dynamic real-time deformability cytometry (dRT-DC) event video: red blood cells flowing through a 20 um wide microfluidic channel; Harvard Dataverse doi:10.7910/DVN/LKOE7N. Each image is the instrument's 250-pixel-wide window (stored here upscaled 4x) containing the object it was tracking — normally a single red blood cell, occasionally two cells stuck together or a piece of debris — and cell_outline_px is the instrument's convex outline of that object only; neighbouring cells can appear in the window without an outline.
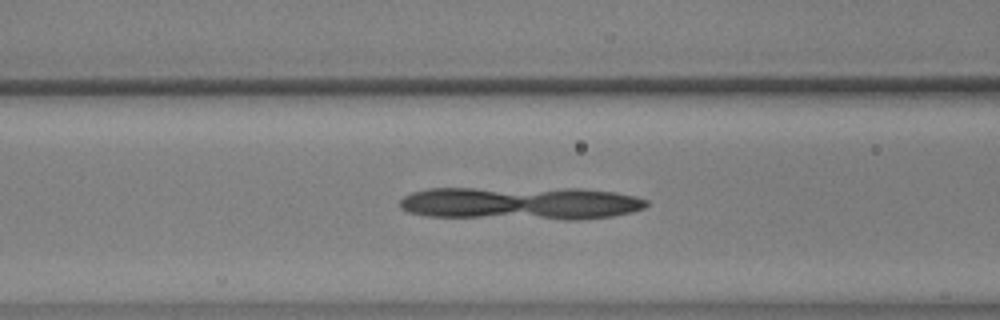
{"species": "common noctule bat (a hibernating species)", "species_latin": "Nyctalus noctula", "temperature_condition": "warm", "stored_images_in_passage": 6, "camera_frame_rate_fps": 3000, "um_per_image_px": 0.085, "animal": {"sex": "male", "body_mass_g": 17.9, "forearm_length_mm": 54.2}, "frame": {"image": 1, "passage_image": 4, "time_ms": 1.0, "image_size_px": [1000, 320], "cell_outline_px": [[644, 204], [636, 208], [616, 212], [592, 216], [564, 216], [564, 192], [592, 192], [620, 196], [636, 200]], "centroid_in_image_um": [50.66, 17.33], "position_along_channel_um": 115.9, "area_um2": 10.4}}